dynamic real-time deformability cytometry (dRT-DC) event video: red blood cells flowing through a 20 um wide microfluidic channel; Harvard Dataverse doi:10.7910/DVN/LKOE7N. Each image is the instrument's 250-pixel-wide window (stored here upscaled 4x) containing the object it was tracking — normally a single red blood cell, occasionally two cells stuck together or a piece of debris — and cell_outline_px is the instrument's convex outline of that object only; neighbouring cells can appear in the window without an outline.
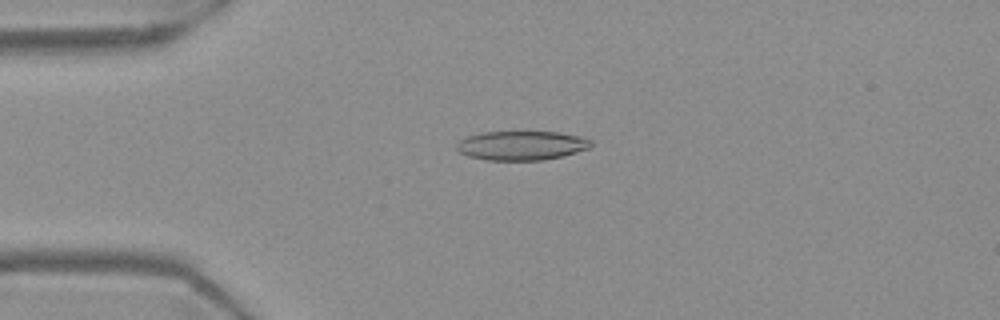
{"species": "Egyptian fruit bat (a non-hibernating species)", "species_latin": "Rousettus aegyptiacus", "temperature_condition": "warm", "stored_images_in_passage": 54, "camera_frame_rate_fps": 3000, "um_per_image_px": 0.085, "frame": {"image": 1, "passage_image": 13, "time_ms": 4.0, "image_size_px": [1000, 320], "cell_outline_px": [[592, 144], [588, 148], [564, 156], [544, 160], [488, 160], [468, 156], [460, 152], [456, 148], [456, 144], [460, 140], [468, 136], [484, 132], [560, 132], [580, 136], [592, 140]], "centroid_in_image_um": [44.35, 12.37], "position_along_channel_um": 40.7, "area_um2": 22.83}}
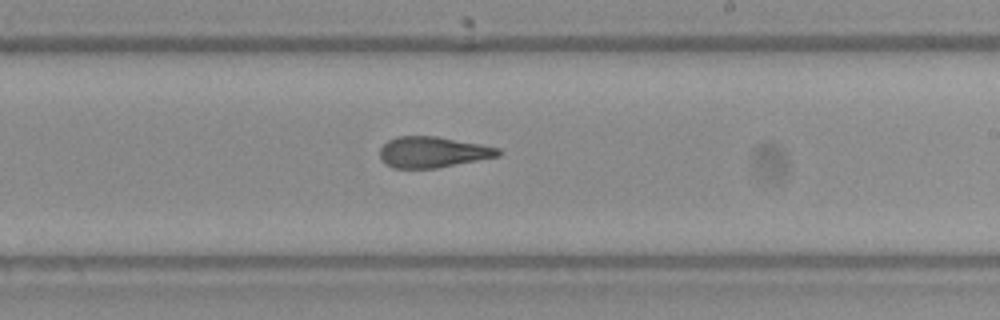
{"frame": {"image": 2, "passage_image": 32, "time_ms": 10.333, "image_size_px": [1000, 320], "cell_outline_px": [[504, 152], [500, 156], [436, 168], [392, 168], [384, 164], [380, 160], [380, 148], [388, 140], [396, 136], [436, 136], [480, 144], [500, 148]], "centroid_in_image_um": [36.78, 12.93], "position_along_channel_um": 252.2, "area_um2": 21.5}}
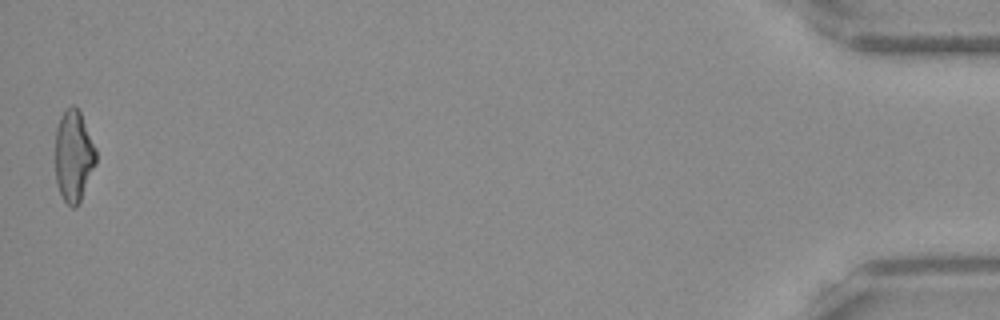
{"frame": {"image": 3, "passage_image": 54, "time_ms": 17.667, "image_size_px": [1000, 320], "cell_outline_px": [[96, 164], [80, 200], [76, 208], [72, 208], [64, 200], [56, 184], [56, 128], [60, 116], [72, 104], [80, 112], [96, 148]], "centroid_in_image_um": [6.26, 13.27], "position_along_channel_um": 428.9, "area_um2": 21.5}, "authors_computed_cell_mechanics": {"area_um2": 22.3686, "velocity_mm_per_s": 3.7257, "shape_relaxation_time_tau1_ms": null, "shape_relaxation_time_tau2_ms": 2.8131, "deformation_change_tau1": null, "deformation_change_tau2": 0.1337}}